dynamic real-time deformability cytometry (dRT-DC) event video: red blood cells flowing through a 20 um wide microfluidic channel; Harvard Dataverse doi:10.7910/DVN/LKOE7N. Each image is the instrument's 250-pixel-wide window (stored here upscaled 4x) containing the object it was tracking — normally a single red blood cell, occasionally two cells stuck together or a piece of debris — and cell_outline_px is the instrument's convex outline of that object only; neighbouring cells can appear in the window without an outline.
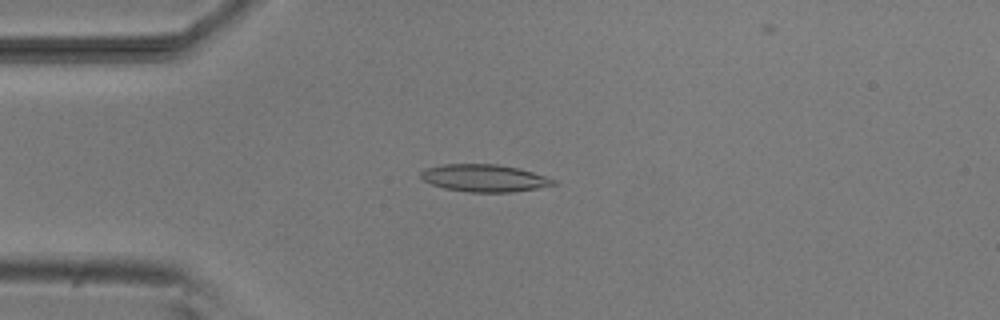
{"species": "common noctule bat (a hibernating species)", "species_latin": "Nyctalus noctula", "temperature_condition": "room temperature", "stored_images_in_passage": 49, "camera_frame_rate_fps": 3000, "um_per_image_px": 0.085, "animal": {"sex": "male", "body_mass_g": 20.5, "forearm_length_mm": 52.5}, "frame": {"image": 1, "passage_image": 10, "time_ms": 3.0, "image_size_px": [1000, 320], "cell_outline_px": [[556, 184], [536, 188], [512, 192], [468, 192], [444, 188], [432, 184], [424, 180], [420, 176], [420, 172], [424, 168], [444, 164], [496, 164], [520, 168], [556, 180]], "centroid_in_image_um": [41.14, 15.13], "position_along_channel_um": 43.9, "area_um2": 21.04}}
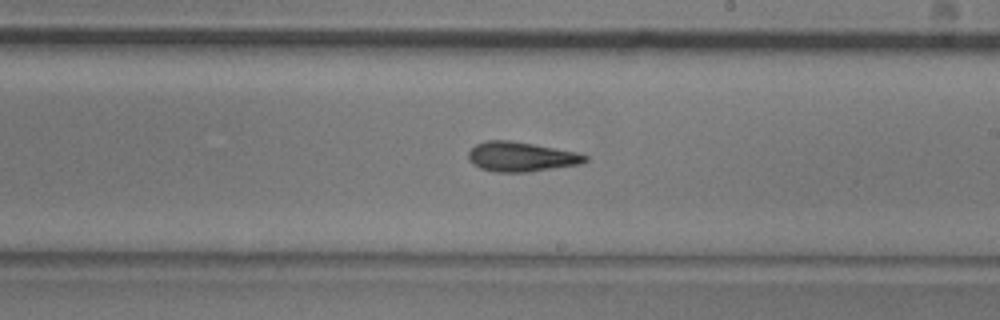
{"frame": {"image": 2, "passage_image": 27, "time_ms": 8.667, "image_size_px": [1000, 320], "cell_outline_px": [[588, 160], [580, 164], [528, 172], [496, 172], [480, 168], [472, 164], [468, 160], [468, 152], [476, 144], [484, 140], [508, 140], [532, 144], [576, 152], [588, 156]], "centroid_in_image_um": [44.26, 13.32], "position_along_channel_um": 244.7, "area_um2": 20.11}}
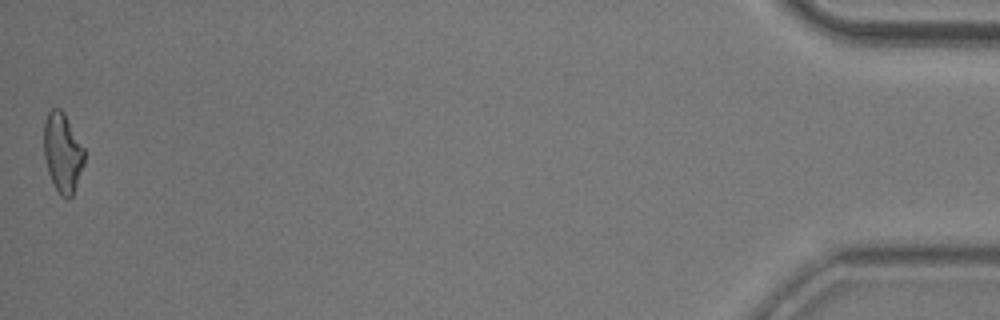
{"frame": {"image": 3, "passage_image": 49, "time_ms": 16.0, "image_size_px": [1000, 320], "cell_outline_px": [[84, 164], [72, 196], [68, 200], [64, 200], [60, 196], [48, 172], [44, 156], [44, 124], [48, 112], [52, 108], [60, 108], [64, 112], [84, 148]], "centroid_in_image_um": [5.32, 12.99], "position_along_channel_um": 429.9, "area_um2": 18.73}, "authors_computed_cell_mechanics": {"area_um2": 19.7676, "velocity_mm_per_s": 3.8544, "shape_relaxation_time_tau1_ms": 7.0904, "shape_relaxation_time_tau2_ms": 6.1263, "deformation_change_tau1": 0.1951, "deformation_change_tau2": 0.1858}}